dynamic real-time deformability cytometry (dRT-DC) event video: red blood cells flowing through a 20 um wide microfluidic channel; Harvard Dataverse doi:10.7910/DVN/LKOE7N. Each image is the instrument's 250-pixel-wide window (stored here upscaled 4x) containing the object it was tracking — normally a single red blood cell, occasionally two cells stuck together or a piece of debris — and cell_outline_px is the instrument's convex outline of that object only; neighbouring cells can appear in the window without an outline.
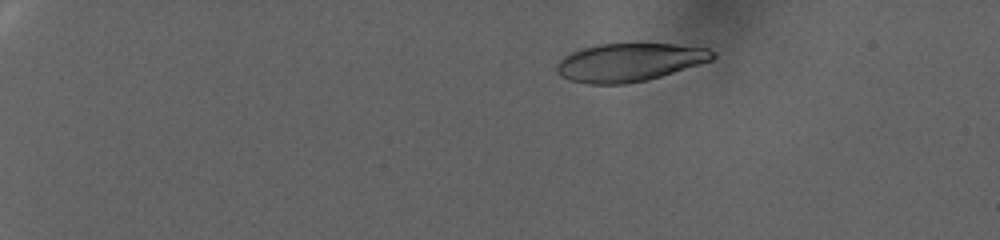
{"species": "human", "species_latin": "Homo sapiens", "temperature_condition": "warm", "stored_images_in_passage": 74, "camera_frame_rate_fps": 3000, "um_per_image_px": 0.085, "donor": {"sex": "female"}, "frame": {"image": 1, "passage_image": 1, "time_ms": 0.0, "image_size_px": [1000, 240], "cell_outline_px": [[716, 56], [712, 60], [700, 64], [648, 80], [624, 84], [588, 84], [568, 80], [560, 76], [556, 72], [556, 64], [564, 56], [580, 48], [596, 44], [672, 44], [708, 48], [716, 52]], "centroid_in_image_um": [53.47, 5.3], "position_along_channel_um": 31.5, "area_um2": 34.85}}
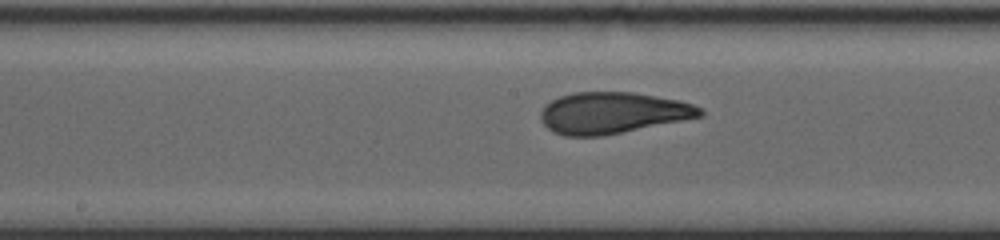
{"frame": {"image": 2, "passage_image": 37, "time_ms": 12.0, "image_size_px": [1000, 240], "cell_outline_px": [[704, 116], [604, 136], [564, 136], [552, 132], [540, 120], [540, 112], [544, 104], [560, 96], [572, 92], [632, 92], [680, 100], [704, 108]], "centroid_in_image_um": [52.07, 9.6], "position_along_channel_um": 196.1, "area_um2": 38.84}}
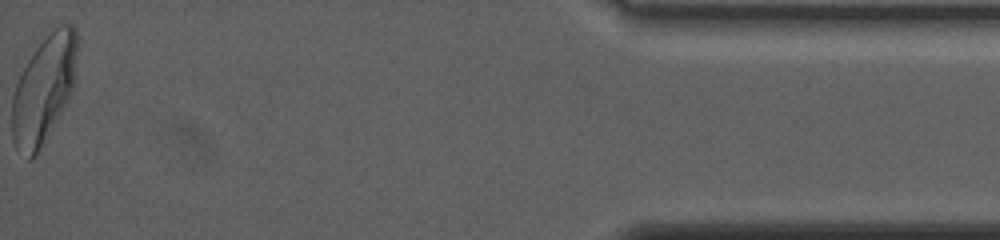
{"frame": {"image": 3, "passage_image": 74, "time_ms": 24.333, "image_size_px": [1000, 240], "cell_outline_px": [[76, 52], [72, 92], [36, 156], [32, 160], [28, 160], [16, 148], [12, 140], [12, 96], [16, 84], [28, 60], [36, 48], [60, 24], [72, 24], [76, 28]], "centroid_in_image_um": [3.69, 7.65], "position_along_channel_um": 431.5, "area_um2": 40.0}, "authors_computed_cell_mechanics": {"area_um2": 38.3503, "velocity_mm_per_s": 2.4402, "shape_relaxation_time_tau1_ms": 7.7707, "shape_relaxation_time_tau2_ms": 1.4664, "deformation_change_tau1": 0.2212, "deformation_change_tau2": 0.0832}}